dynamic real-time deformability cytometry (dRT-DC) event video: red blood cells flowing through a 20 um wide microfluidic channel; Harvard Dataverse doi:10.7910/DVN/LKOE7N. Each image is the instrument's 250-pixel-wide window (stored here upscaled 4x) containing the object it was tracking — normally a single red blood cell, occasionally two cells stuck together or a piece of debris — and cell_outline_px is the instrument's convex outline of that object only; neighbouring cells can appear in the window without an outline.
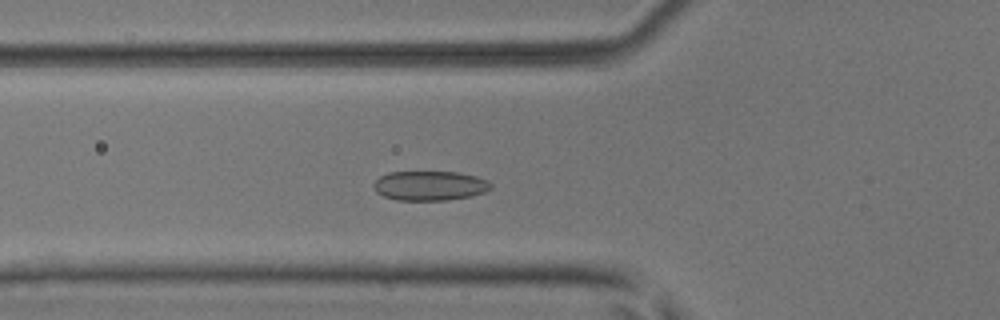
{"species": "common noctule bat (a hibernating species)", "species_latin": "Nyctalus noctula", "temperature_condition": "room temperature", "stored_images_in_passage": 50, "camera_frame_rate_fps": 3000, "um_per_image_px": 0.085, "animal": {"sex": "male", "body_mass_g": 17.9, "forearm_length_mm": 54.2}, "frame": {"image": 1, "passage_image": 16, "time_ms": 5.0, "image_size_px": [1000, 320], "cell_outline_px": [[492, 188], [484, 192], [472, 196], [448, 200], [396, 200], [384, 196], [376, 192], [372, 184], [380, 176], [388, 172], [460, 172], [476, 176], [488, 180], [492, 184]], "centroid_in_image_um": [36.54, 15.78], "position_along_channel_um": 89.3, "area_um2": 20.35}}
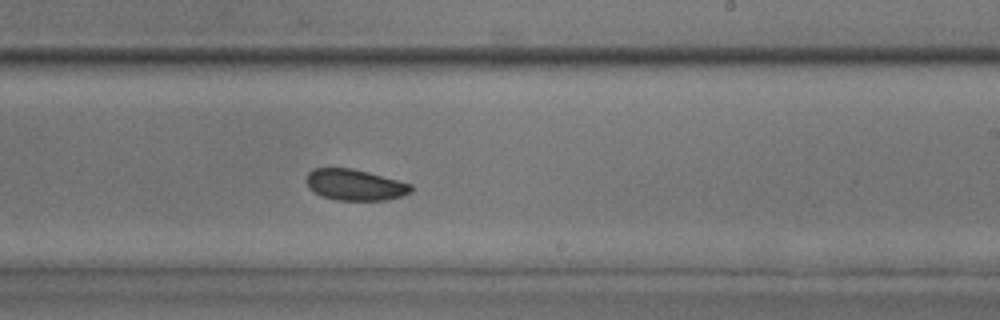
{"frame": {"image": 2, "passage_image": 29, "time_ms": 9.333, "image_size_px": [1000, 320], "cell_outline_px": [[412, 192], [388, 200], [336, 200], [320, 196], [308, 188], [308, 172], [312, 168], [352, 168], [368, 172], [412, 184]], "centroid_in_image_um": [30.17, 15.71], "position_along_channel_um": 258.8, "area_um2": 18.96}}
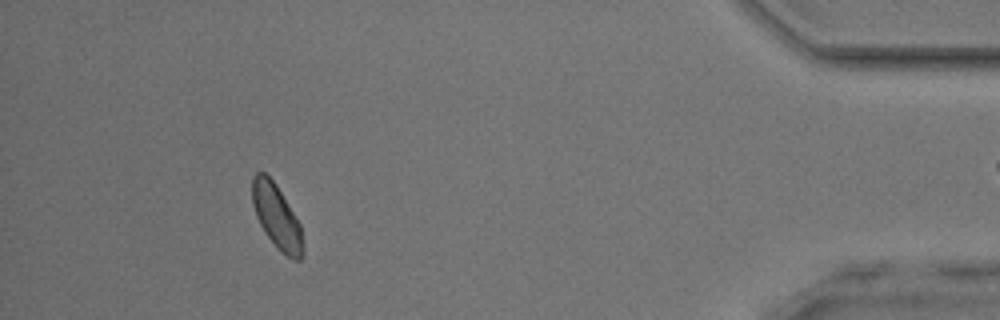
{"frame": {"image": 3, "passage_image": 45, "time_ms": 14.667, "image_size_px": [1000, 320], "cell_outline_px": [[304, 252], [300, 260], [292, 260], [280, 252], [276, 248], [264, 232], [256, 216], [252, 204], [252, 176], [256, 172], [264, 172], [276, 184], [300, 224], [304, 244]], "centroid_in_image_um": [23.52, 18.45], "position_along_channel_um": 411.7, "area_um2": 19.13}, "authors_computed_cell_mechanics": {"area_um2": 19.5653, "velocity_mm_per_s": 3.923, "shape_relaxation_time_tau1_ms": 2.5692, "shape_relaxation_time_tau2_ms": 1.4039, "deformation_change_tau1": 0.0574, "deformation_change_tau2": 0.0636}}